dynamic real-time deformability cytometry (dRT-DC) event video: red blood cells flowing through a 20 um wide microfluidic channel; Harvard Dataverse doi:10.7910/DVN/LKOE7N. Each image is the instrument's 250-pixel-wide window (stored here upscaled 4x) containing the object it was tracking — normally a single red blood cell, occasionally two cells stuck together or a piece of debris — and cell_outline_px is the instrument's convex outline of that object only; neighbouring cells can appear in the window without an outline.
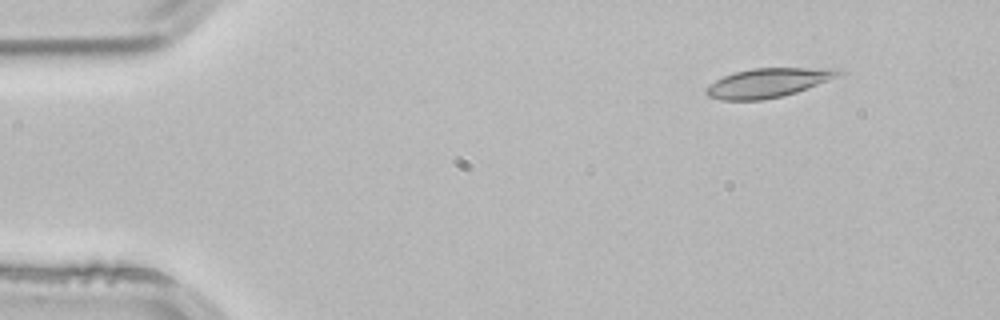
{"species": "common noctule bat (a hibernating species)", "species_latin": "Nyctalus noctula", "temperature_condition": "room temperature", "stored_images_in_passage": 4, "camera_frame_rate_fps": 3000, "um_per_image_px": 0.085, "animal": {"sex": "male", "body_mass_g": 21.5, "forearm_length_mm": 52.0}, "frame": {"image": 1, "passage_image": 4, "time_ms": 1.0, "image_size_px": [1000, 320], "cell_outline_px": [[844, 72], [828, 80], [796, 92], [780, 96], [760, 100], [720, 100], [708, 96], [704, 92], [704, 88], [708, 84], [724, 76], [736, 72], [752, 68], [840, 68]], "centroid_in_image_um": [65.23, 7.03], "position_along_channel_um": 19.8, "area_um2": 22.31}}